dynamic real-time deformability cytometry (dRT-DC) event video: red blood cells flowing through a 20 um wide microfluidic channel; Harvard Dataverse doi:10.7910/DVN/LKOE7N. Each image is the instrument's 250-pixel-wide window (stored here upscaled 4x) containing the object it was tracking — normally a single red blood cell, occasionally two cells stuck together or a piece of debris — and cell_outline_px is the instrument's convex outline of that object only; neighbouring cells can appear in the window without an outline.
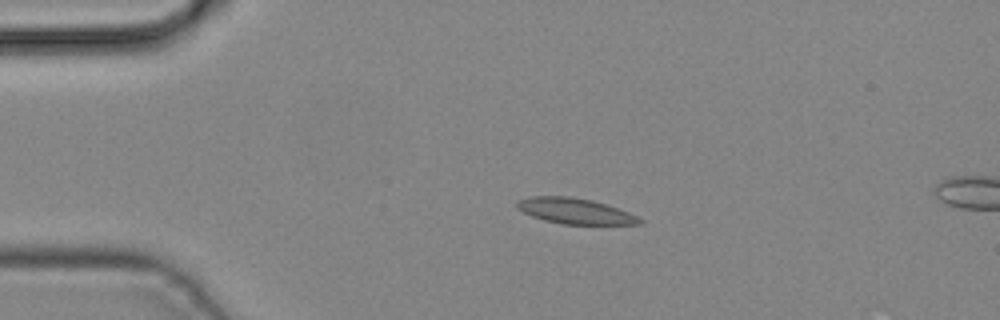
{"species": "common noctule bat (a hibernating species)", "species_latin": "Nyctalus noctula", "temperature_condition": "cold", "stored_images_in_passage": 11, "camera_frame_rate_fps": 3000, "um_per_image_px": 0.085, "animal": {"sex": "male", "body_mass_g": 19.2, "forearm_length_mm": 51.8}, "frame": {"image": 1, "passage_image": 8, "time_ms": 2.333, "image_size_px": [1000, 320], "cell_outline_px": [[644, 220], [640, 224], [564, 224], [544, 220], [532, 216], [516, 208], [516, 200], [532, 196], [572, 196], [592, 200], [628, 212]], "centroid_in_image_um": [48.83, 17.93], "position_along_channel_um": 36.2, "area_um2": 18.21}}